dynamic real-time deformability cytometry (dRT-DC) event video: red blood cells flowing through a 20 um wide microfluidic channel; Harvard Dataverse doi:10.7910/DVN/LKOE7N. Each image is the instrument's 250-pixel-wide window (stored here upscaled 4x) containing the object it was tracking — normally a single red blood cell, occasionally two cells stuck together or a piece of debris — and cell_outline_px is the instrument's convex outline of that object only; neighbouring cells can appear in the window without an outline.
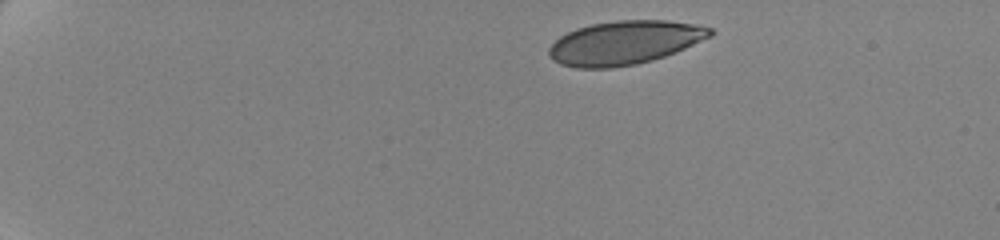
{"species": "human", "species_latin": "Homo sapiens", "temperature_condition": "cold", "stored_images_in_passage": 49, "camera_frame_rate_fps": 3000, "um_per_image_px": 0.085, "donor": {"sex": "female"}, "frame": {"image": 1, "passage_image": 1, "time_ms": 0.0, "image_size_px": [1000, 240], "cell_outline_px": [[712, 36], [684, 48], [664, 56], [652, 60], [636, 64], [608, 68], [576, 68], [560, 64], [552, 60], [548, 56], [548, 48], [560, 36], [576, 28], [592, 24], [616, 20], [668, 20], [692, 24], [712, 28]], "centroid_in_image_um": [53.05, 3.63], "position_along_channel_um": 32.0, "area_um2": 40.92}}
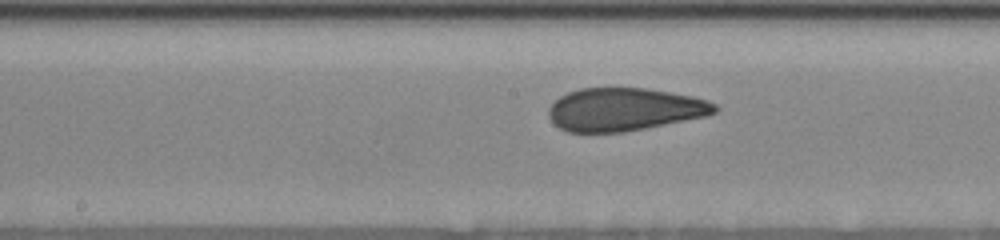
{"frame": {"image": 2, "passage_image": 24, "time_ms": 7.667, "image_size_px": [1000, 240], "cell_outline_px": [[720, 108], [716, 112], [704, 116], [624, 132], [568, 132], [560, 128], [548, 116], [548, 108], [560, 96], [568, 92], [580, 88], [644, 88], [692, 96], [708, 100], [716, 104]], "centroid_in_image_um": [53.06, 9.29], "position_along_channel_um": 195.1, "area_um2": 41.27}}
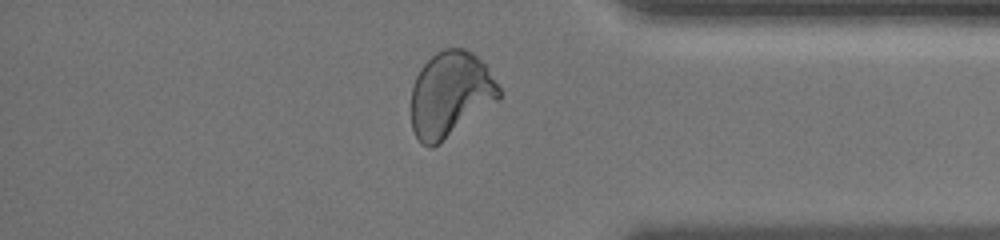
{"frame": {"image": 3, "passage_image": 42, "time_ms": 13.667, "image_size_px": [1000, 240], "cell_outline_px": [[500, 96], [496, 100], [440, 144], [432, 148], [428, 148], [416, 136], [412, 128], [412, 88], [416, 76], [420, 68], [436, 52], [444, 48], [464, 48], [472, 52], [488, 68], [500, 88]], "centroid_in_image_um": [38.26, 8.01], "position_along_channel_um": 396.9, "area_um2": 43.23}, "authors_computed_cell_mechanics": {"area_um2": 42.3674, "velocity_mm_per_s": 3.4876, "shape_relaxation_time_tau1_ms": 7.458, "shape_relaxation_time_tau2_ms": 0.9222, "deformation_change_tau1": 0.1676, "deformation_change_tau2": 0.0708}}